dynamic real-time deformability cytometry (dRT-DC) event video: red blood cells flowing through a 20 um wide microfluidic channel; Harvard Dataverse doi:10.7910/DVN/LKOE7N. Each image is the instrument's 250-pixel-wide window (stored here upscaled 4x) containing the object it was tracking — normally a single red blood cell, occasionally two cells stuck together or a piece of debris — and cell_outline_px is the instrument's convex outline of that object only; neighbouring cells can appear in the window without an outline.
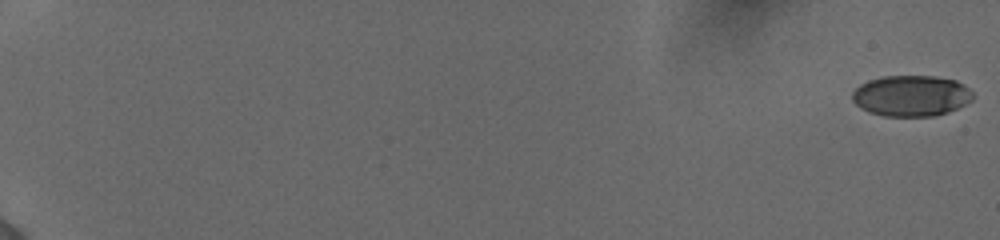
{"species": "human", "species_latin": "Homo sapiens", "temperature_condition": "cold", "stored_images_in_passage": 57, "camera_frame_rate_fps": 3000, "um_per_image_px": 0.085, "donor": {"sex": "female"}, "frame": {"image": 1, "passage_image": 1, "time_ms": 0.0, "image_size_px": [1000, 240], "cell_outline_px": [[972, 100], [948, 112], [932, 116], [884, 116], [868, 112], [860, 108], [852, 100], [852, 92], [860, 84], [868, 80], [884, 76], [936, 76], [956, 80], [964, 84], [972, 92]], "centroid_in_image_um": [77.43, 8.14], "position_along_channel_um": 7.6, "area_um2": 28.84}}
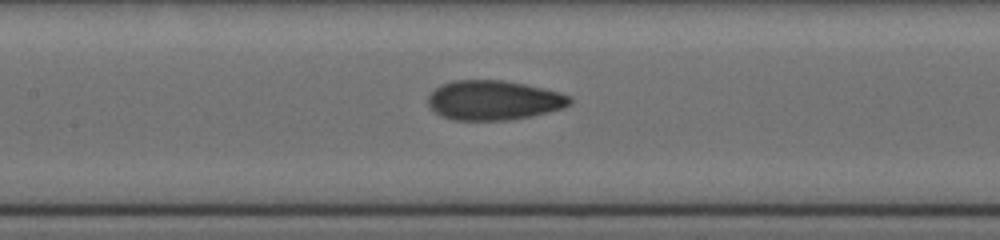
{"frame": {"image": 2, "passage_image": 31, "time_ms": 10.0, "image_size_px": [1000, 240], "cell_outline_px": [[572, 104], [564, 108], [532, 116], [508, 120], [452, 120], [440, 116], [428, 104], [428, 96], [440, 84], [456, 80], [504, 80], [544, 88], [560, 92], [572, 96]], "centroid_in_image_um": [42.0, 8.52], "position_along_channel_um": 165.4, "area_um2": 32.95}}
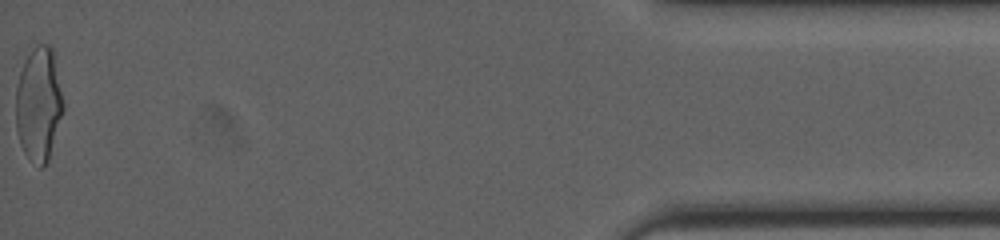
{"frame": {"image": 3, "passage_image": 57, "time_ms": 18.667, "image_size_px": [1000, 240], "cell_outline_px": [[64, 108], [48, 160], [40, 168], [24, 152], [20, 144], [16, 128], [16, 88], [20, 72], [24, 60], [32, 48], [36, 44], [48, 44], [52, 48], [64, 104]], "centroid_in_image_um": [3.28, 8.82], "position_along_channel_um": 431.9, "area_um2": 31.27}, "authors_computed_cell_mechanics": {"area_um2": 31.2698, "velocity_mm_per_s": 3.9074, "shape_relaxation_time_tau1_ms": 9.7453, "shape_relaxation_time_tau2_ms": 1.2333, "deformation_change_tau1": 0.2395, "deformation_change_tau2": 0.0725}}